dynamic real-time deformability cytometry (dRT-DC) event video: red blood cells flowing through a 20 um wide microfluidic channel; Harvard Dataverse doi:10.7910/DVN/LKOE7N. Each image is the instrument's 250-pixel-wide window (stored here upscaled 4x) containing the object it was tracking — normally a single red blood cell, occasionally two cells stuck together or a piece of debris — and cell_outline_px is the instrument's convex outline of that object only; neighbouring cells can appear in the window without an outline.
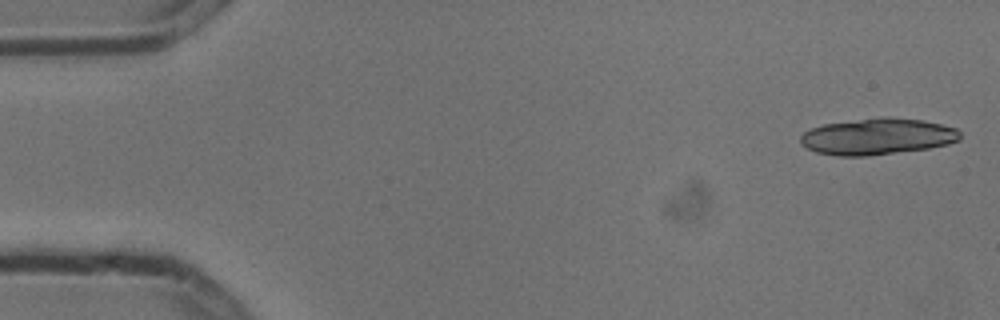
{"species": "common noctule bat (a hibernating species)", "species_latin": "Nyctalus noctula", "temperature_condition": "cold", "stored_images_in_passage": 7, "camera_frame_rate_fps": 3000, "um_per_image_px": 0.085, "animal": {"sex": "male", "body_mass_g": 13.3}, "frame": {"image": 1, "passage_image": 1, "time_ms": 0.0, "image_size_px": [1000, 320], "cell_outline_px": [[960, 140], [948, 144], [928, 148], [868, 156], [836, 156], [816, 152], [808, 148], [800, 140], [800, 136], [804, 132], [812, 128], [824, 124], [888, 116], [924, 120], [956, 128], [960, 132]], "centroid_in_image_um": [74.61, 11.6], "position_along_channel_um": 10.4, "area_um2": 33.7}}
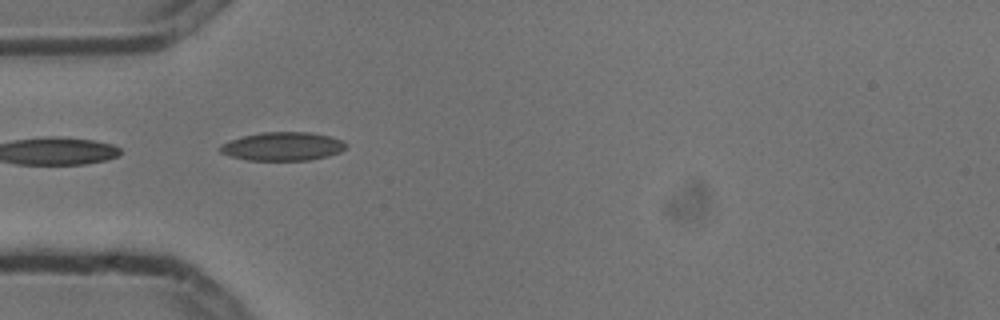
{"frame": {"image": 2, "passage_image": 5, "time_ms": 1.333, "image_size_px": [1000, 320], "cell_outline_px": [[348, 144], [340, 152], [328, 156], [308, 160], [248, 160], [232, 156], [220, 152], [216, 148], [220, 144], [228, 140], [260, 132], [312, 132], [328, 136], [340, 140]], "centroid_in_image_um": [23.98, 12.44], "position_along_channel_um": 61.0, "area_um2": 20.92}}